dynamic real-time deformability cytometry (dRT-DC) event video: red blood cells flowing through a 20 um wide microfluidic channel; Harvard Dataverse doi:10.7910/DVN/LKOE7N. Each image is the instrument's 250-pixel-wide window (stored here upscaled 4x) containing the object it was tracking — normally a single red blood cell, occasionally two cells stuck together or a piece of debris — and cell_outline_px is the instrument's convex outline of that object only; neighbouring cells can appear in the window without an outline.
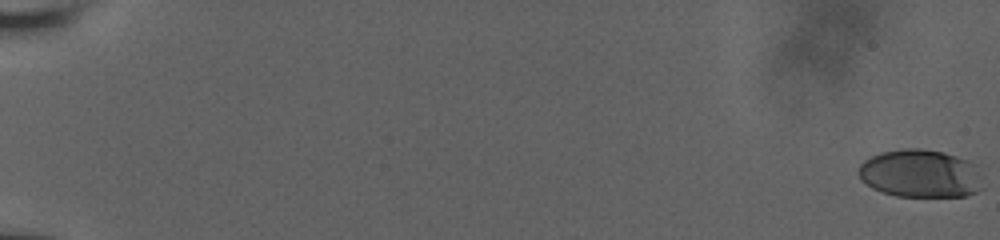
{"species": "human", "species_latin": "Homo sapiens", "temperature_condition": "room temperature", "stored_images_in_passage": 58, "camera_frame_rate_fps": 3000, "um_per_image_px": 0.085, "donor": {"sex": "male"}, "frame": {"image": 1, "passage_image": 1, "time_ms": 0.0, "image_size_px": [1000, 240], "cell_outline_px": [[980, 188], [976, 192], [964, 196], [896, 196], [872, 188], [860, 180], [856, 172], [860, 164], [864, 160], [880, 152], [904, 148], [920, 148], [944, 152], [968, 160], [976, 164]], "centroid_in_image_um": [78.16, 14.74], "position_along_channel_um": 6.8, "area_um2": 34.74}}
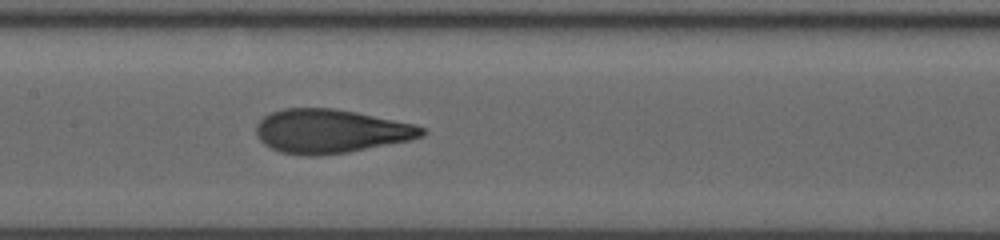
{"frame": {"image": 2, "passage_image": 32, "time_ms": 10.333, "image_size_px": [1000, 240], "cell_outline_px": [[428, 132], [424, 136], [408, 140], [348, 152], [320, 156], [304, 156], [280, 152], [264, 144], [256, 136], [256, 124], [264, 116], [272, 112], [284, 108], [332, 108], [356, 112], [416, 124], [424, 128]], "centroid_in_image_um": [28.09, 11.15], "position_along_channel_um": 179.3, "area_um2": 42.43}}
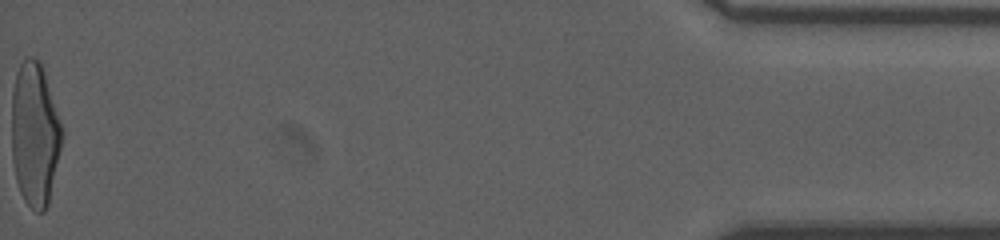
{"frame": {"image": 3, "passage_image": 58, "time_ms": 19.0, "image_size_px": [1000, 240], "cell_outline_px": [[64, 132], [48, 204], [44, 212], [36, 212], [24, 200], [20, 192], [16, 180], [12, 160], [12, 92], [16, 72], [24, 56], [32, 56], [40, 64], [44, 72]], "centroid_in_image_um": [2.94, 11.41], "position_along_channel_um": 432.3, "area_um2": 42.02}, "authors_computed_cell_mechanics": {"area_um2": 41.2403, "velocity_mm_per_s": 3.9383, "shape_relaxation_time_tau1_ms": 4.1485, "shape_relaxation_time_tau2_ms": 0.7523, "deformation_change_tau1": 0.2208, "deformation_change_tau2": 0.0746}}